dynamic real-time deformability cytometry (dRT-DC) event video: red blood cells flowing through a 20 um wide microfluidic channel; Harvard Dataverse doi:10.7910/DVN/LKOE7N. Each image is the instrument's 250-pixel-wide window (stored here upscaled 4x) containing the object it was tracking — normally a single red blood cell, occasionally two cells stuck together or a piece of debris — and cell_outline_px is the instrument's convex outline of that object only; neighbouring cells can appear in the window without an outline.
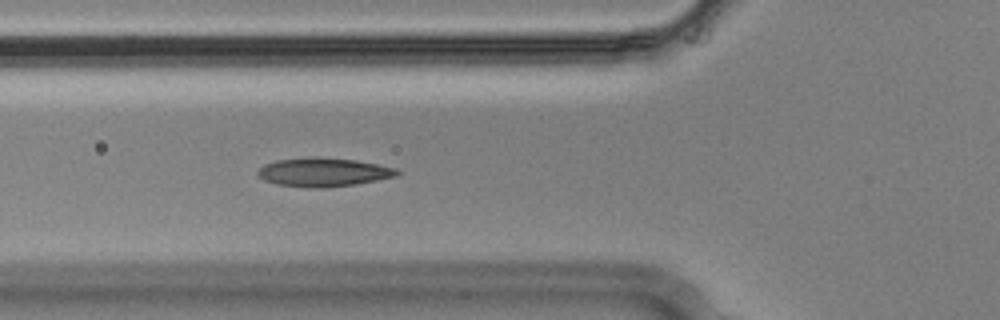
{"species": "Egyptian fruit bat (a non-hibernating species)", "species_latin": "Rousettus aegyptiacus", "temperature_condition": "cold", "stored_images_in_passage": 54, "camera_frame_rate_fps": 3000, "um_per_image_px": 0.085, "animal": {"sex": "male"}, "frame": {"image": 1, "passage_image": 19, "time_ms": 6.0, "image_size_px": [1000, 320], "cell_outline_px": [[400, 172], [396, 176], [356, 184], [320, 188], [312, 188], [276, 184], [264, 180], [256, 172], [264, 164], [276, 160], [356, 160], [396, 168]], "centroid_in_image_um": [27.5, 14.69], "position_along_channel_um": 98.3, "area_um2": 22.08}}
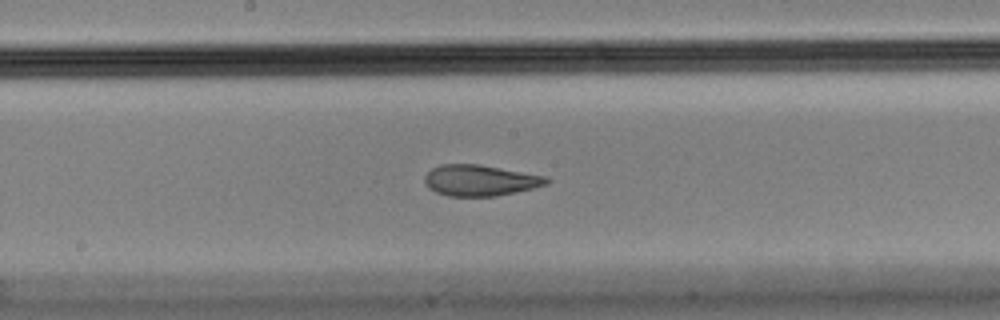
{"frame": {"image": 2, "passage_image": 28, "time_ms": 9.0, "image_size_px": [1000, 320], "cell_outline_px": [[552, 180], [548, 184], [516, 192], [496, 196], [448, 196], [436, 192], [428, 188], [424, 180], [424, 176], [432, 168], [440, 164], [480, 164], [548, 176]], "centroid_in_image_um": [40.83, 15.32], "position_along_channel_um": 207.4, "area_um2": 22.25}}
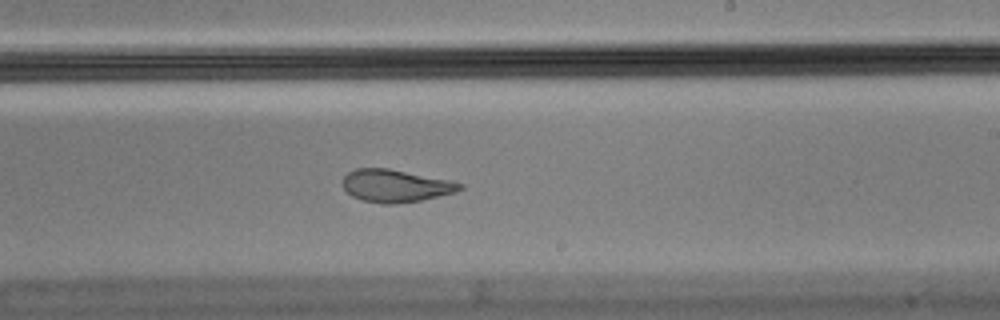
{"frame": {"image": 3, "passage_image": 32, "time_ms": 10.333, "image_size_px": [1000, 320], "cell_outline_px": [[464, 188], [456, 192], [420, 200], [392, 204], [380, 204], [364, 200], [352, 196], [344, 188], [344, 176], [348, 172], [356, 168], [388, 168], [464, 184]], "centroid_in_image_um": [33.6, 15.8], "position_along_channel_um": 255.4, "area_um2": 21.79}, "authors_computed_cell_mechanics": {"area_um2": 22.253, "velocity_mm_per_s": 3.6167, "shape_relaxation_time_tau1_ms": null, "shape_relaxation_time_tau2_ms": 1.5119, "deformation_change_tau1": null, "deformation_change_tau2": 0.0662}}